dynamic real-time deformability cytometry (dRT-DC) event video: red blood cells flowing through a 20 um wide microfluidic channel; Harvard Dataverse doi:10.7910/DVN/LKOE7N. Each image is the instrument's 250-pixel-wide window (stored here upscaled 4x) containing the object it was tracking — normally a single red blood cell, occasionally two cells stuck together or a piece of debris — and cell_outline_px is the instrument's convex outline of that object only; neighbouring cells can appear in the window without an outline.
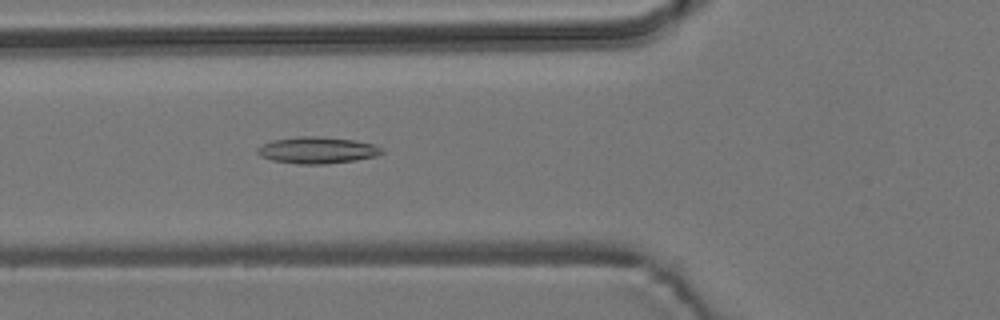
{"species": "common noctule bat (a hibernating species)", "species_latin": "Nyctalus noctula", "temperature_condition": "room temperature", "stored_images_in_passage": 2, "camera_frame_rate_fps": 3000, "um_per_image_px": 0.085, "animal": {"sex": "male", "body_mass_g": 19.2, "forearm_length_mm": 51.8}, "frame": {"image": 1, "passage_image": 2, "time_ms": 0.333, "image_size_px": [1000, 320], "cell_outline_px": [[384, 152], [376, 156], [356, 160], [328, 164], [296, 164], [272, 160], [260, 156], [256, 152], [256, 148], [272, 140], [300, 136], [320, 136], [352, 140], [376, 144]], "centroid_in_image_um": [26.95, 12.77], "position_along_channel_um": 98.8, "area_um2": 19.36}}